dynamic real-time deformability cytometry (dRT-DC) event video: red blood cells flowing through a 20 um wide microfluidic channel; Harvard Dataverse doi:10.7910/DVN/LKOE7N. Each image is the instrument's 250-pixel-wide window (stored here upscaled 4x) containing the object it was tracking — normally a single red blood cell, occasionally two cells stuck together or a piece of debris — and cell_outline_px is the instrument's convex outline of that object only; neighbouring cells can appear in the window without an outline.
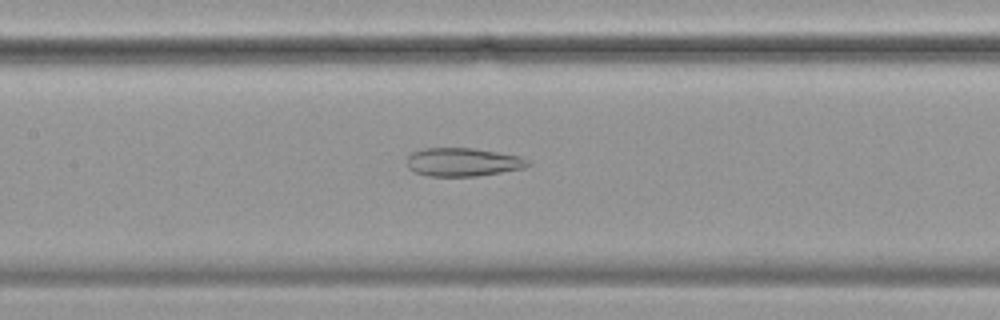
{"species": "common noctule bat (a hibernating species)", "species_latin": "Nyctalus noctula", "temperature_condition": "cold", "stored_images_in_passage": 57, "camera_frame_rate_fps": 3000, "um_per_image_px": 0.085, "animal": {"sex": "female", "body_mass_g": 19.9}, "frame": {"image": 1, "passage_image": 26, "time_ms": 8.333, "image_size_px": [1000, 320], "cell_outline_px": [[532, 164], [524, 168], [476, 176], [428, 176], [416, 172], [408, 168], [408, 156], [412, 152], [424, 148], [472, 148], [520, 156], [528, 160]], "centroid_in_image_um": [39.35, 13.77], "position_along_channel_um": 168.1, "area_um2": 19.88}}
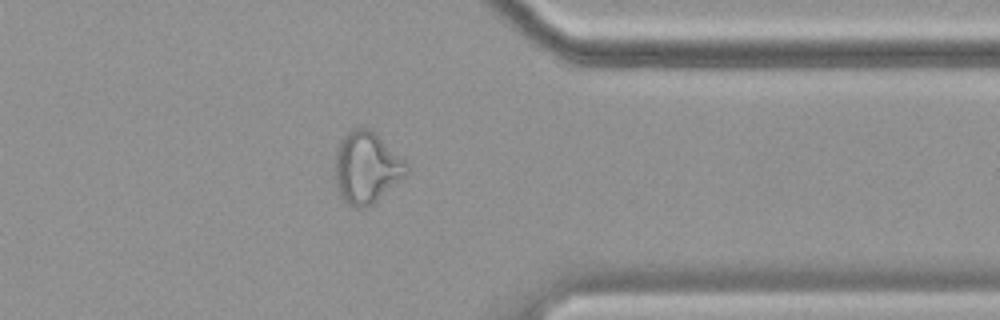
{"frame": {"image": 2, "passage_image": 45, "time_ms": 14.667, "image_size_px": [1000, 320], "cell_outline_px": [[408, 172], [404, 176], [368, 208], [356, 208], [348, 204], [340, 196], [336, 188], [336, 148], [340, 140], [352, 128], [368, 128], [408, 160]], "centroid_in_image_um": [31.17, 14.25], "position_along_channel_um": 380.2, "area_um2": 29.82}}
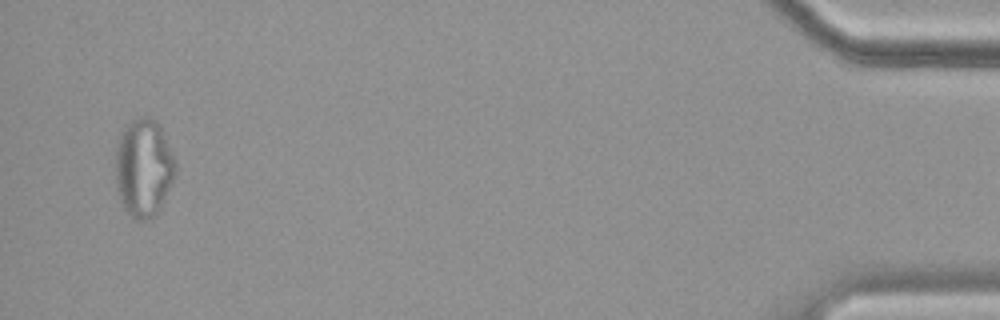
{"frame": {"image": 3, "passage_image": 55, "time_ms": 18.0, "image_size_px": [1000, 320], "cell_outline_px": [[176, 164], [172, 180], [156, 216], [144, 220], [140, 220], [132, 216], [124, 208], [116, 184], [116, 148], [120, 136], [124, 128], [136, 116], [152, 116], [160, 124], [176, 160]], "centroid_in_image_um": [12.22, 14.2], "position_along_channel_um": 423.0, "area_um2": 34.04}, "authors_computed_cell_mechanics": {"area_um2": 29.478, "velocity_mm_per_s": 3.4852, "shape_relaxation_time_tau1_ms": null, "shape_relaxation_time_tau2_ms": 2.6932, "deformation_change_tau1": null, "deformation_change_tau2": 0.1065}}